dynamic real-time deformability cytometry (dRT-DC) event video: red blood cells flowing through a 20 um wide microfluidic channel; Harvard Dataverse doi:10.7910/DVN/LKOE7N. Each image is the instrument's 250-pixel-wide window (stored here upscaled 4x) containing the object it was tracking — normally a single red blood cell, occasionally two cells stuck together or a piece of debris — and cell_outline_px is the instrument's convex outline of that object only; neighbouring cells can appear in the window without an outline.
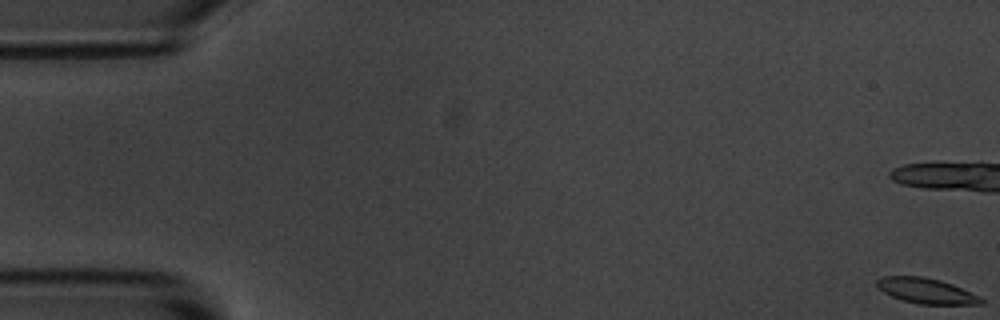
{"species": "common noctule bat (a hibernating species)", "species_latin": "Nyctalus noctula", "temperature_condition": "room temperature", "stored_images_in_passage": 6, "camera_frame_rate_fps": 3000, "um_per_image_px": 0.085, "animal": {"sex": "male", "body_mass_g": 20.1, "forearm_length_mm": 53.5}, "frame": {"image": 1, "passage_image": 1, "time_ms": 0.0, "image_size_px": [1000, 320], "cell_outline_px": [[984, 304], [920, 304], [904, 300], [892, 296], [876, 288], [876, 280], [880, 276], [924, 276], [940, 280], [952, 284], [980, 296], [984, 300]], "centroid_in_image_um": [78.72, 24.71], "position_along_channel_um": 6.3, "area_um2": 15.43}}